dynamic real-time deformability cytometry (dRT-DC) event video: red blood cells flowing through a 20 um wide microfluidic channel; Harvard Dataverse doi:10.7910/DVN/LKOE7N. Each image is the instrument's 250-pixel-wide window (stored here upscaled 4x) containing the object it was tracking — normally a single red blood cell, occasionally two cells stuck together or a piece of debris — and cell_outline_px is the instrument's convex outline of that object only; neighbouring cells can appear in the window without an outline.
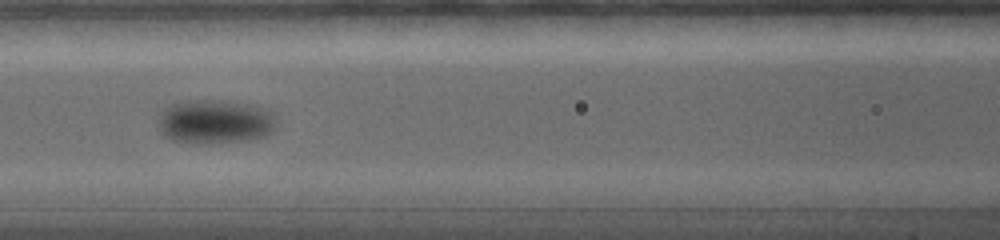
{"species": "common noctule bat (a hibernating species)", "species_latin": "Nyctalus noctula", "temperature_condition": "warm", "stored_images_in_passage": 19, "camera_frame_rate_fps": 5000, "um_per_image_px": 0.085, "animal": {"sex": "female", "body_mass_g": 19.0, "forearm_length_mm": 56.7}, "frame": {"image": 1, "passage_image": 11, "time_ms": 5.0, "image_size_px": [1000, 240], "cell_outline_px": [[276, 128], [272, 132], [264, 136], [248, 140], [172, 140], [164, 136], [160, 128], [160, 116], [172, 104], [188, 100], [224, 100], [244, 104], [260, 108], [272, 112], [276, 124]], "centroid_in_image_um": [18.32, 10.29], "position_along_channel_um": 148.3, "area_um2": 28.84}}
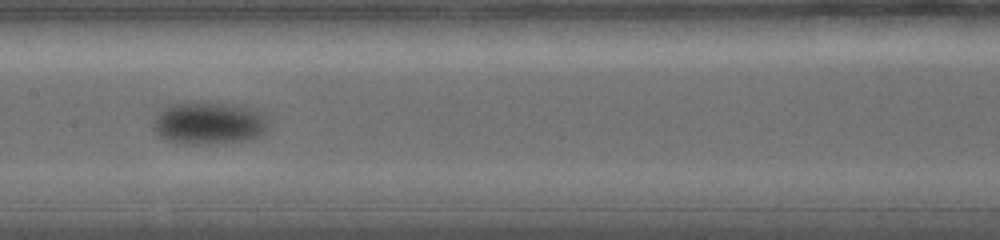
{"frame": {"image": 2, "passage_image": 14, "time_ms": 6.2, "image_size_px": [1000, 240], "cell_outline_px": [[264, 132], [260, 136], [248, 140], [204, 144], [184, 144], [168, 140], [160, 136], [152, 128], [152, 124], [156, 116], [168, 104], [184, 100], [208, 100], [236, 104], [248, 108], [264, 116]], "centroid_in_image_um": [17.65, 10.42], "position_along_channel_um": 189.7, "area_um2": 28.9}}
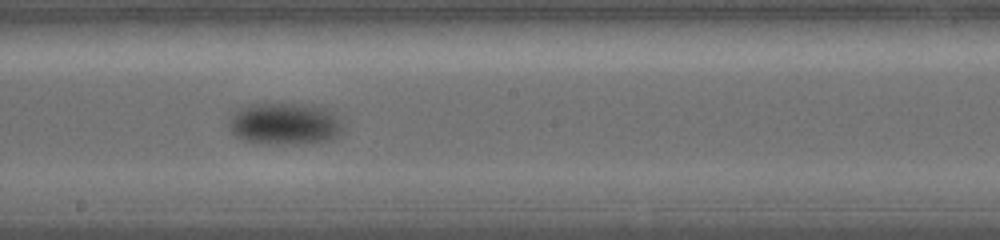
{"frame": {"image": 3, "passage_image": 16, "time_ms": 7.2, "image_size_px": [1000, 240], "cell_outline_px": [[340, 132], [332, 140], [312, 144], [256, 144], [240, 140], [228, 128], [228, 116], [232, 112], [240, 108], [252, 104], [308, 104], [328, 108], [340, 120]], "centroid_in_image_um": [24.14, 10.55], "position_along_channel_um": 224.1, "area_um2": 28.55}}